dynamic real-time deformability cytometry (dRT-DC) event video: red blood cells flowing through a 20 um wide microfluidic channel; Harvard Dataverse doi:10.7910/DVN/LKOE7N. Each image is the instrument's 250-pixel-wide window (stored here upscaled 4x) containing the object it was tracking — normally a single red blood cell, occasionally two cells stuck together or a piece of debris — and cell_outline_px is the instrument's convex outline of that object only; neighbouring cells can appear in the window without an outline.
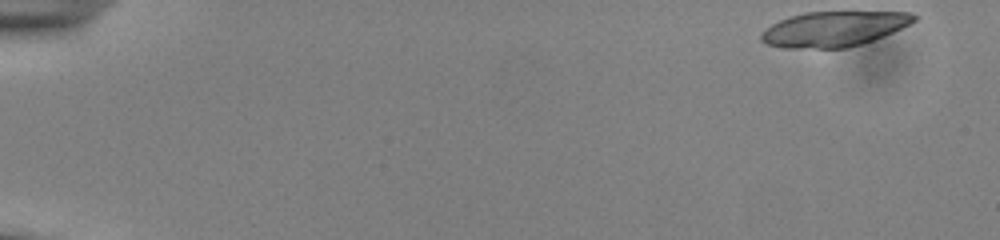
{"species": "common noctule bat (a hibernating species)", "species_latin": "Nyctalus noctula", "temperature_condition": "cold", "stored_images_in_passage": 19, "camera_frame_rate_fps": 3000, "um_per_image_px": 0.085, "animal": {"sex": "male", "body_mass_g": 13.0, "forearm_length_mm": 53.1}, "frame": {"image": 1, "passage_image": 1, "time_ms": 0.0, "image_size_px": [1000, 240], "cell_outline_px": [[920, 16], [916, 20], [884, 36], [848, 48], [784, 48], [764, 44], [760, 40], [760, 32], [764, 28], [780, 20], [804, 12], [912, 12]], "centroid_in_image_um": [70.84, 2.46], "position_along_channel_um": 14.2, "area_um2": 31.39}}